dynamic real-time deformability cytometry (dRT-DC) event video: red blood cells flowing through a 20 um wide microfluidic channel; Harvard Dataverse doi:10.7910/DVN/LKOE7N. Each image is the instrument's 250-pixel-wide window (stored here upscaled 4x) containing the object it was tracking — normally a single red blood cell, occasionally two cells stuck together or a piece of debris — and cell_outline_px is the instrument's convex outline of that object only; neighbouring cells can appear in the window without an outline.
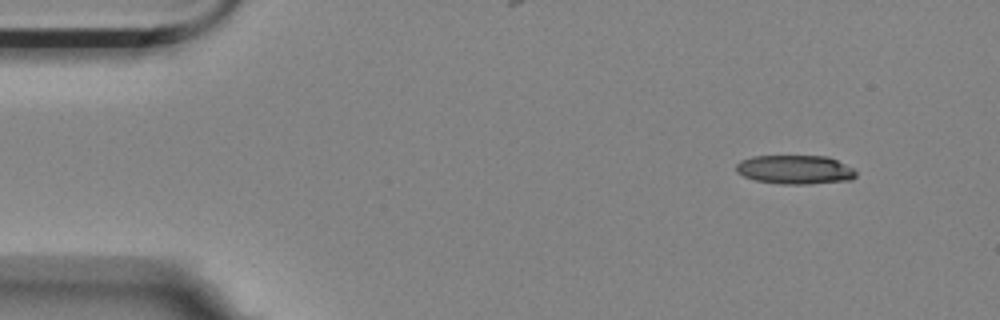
{"species": "Egyptian fruit bat (a non-hibernating species)", "species_latin": "Rousettus aegyptiacus", "temperature_condition": "room temperature", "stored_images_in_passage": 4, "camera_frame_rate_fps": 3000, "um_per_image_px": 0.085, "animal": {"sex": "female"}, "frame": {"image": 1, "passage_image": 1, "time_ms": 0.0, "image_size_px": [1000, 320], "cell_outline_px": [[856, 176], [852, 180], [808, 184], [780, 184], [756, 180], [744, 176], [736, 172], [736, 164], [740, 160], [752, 156], [828, 156], [852, 168], [856, 172]], "centroid_in_image_um": [67.56, 14.42], "position_along_channel_um": 17.4, "area_um2": 20.23}}
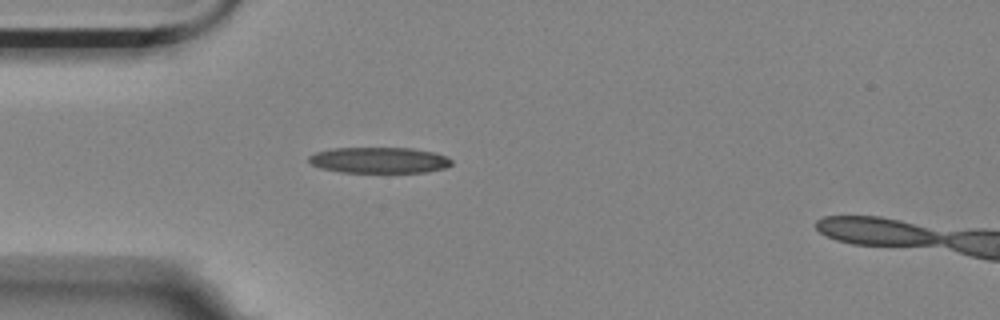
{"frame": {"image": 2, "passage_image": 4, "time_ms": 1.0, "image_size_px": [1000, 320], "cell_outline_px": [[452, 164], [444, 168], [428, 172], [340, 172], [320, 168], [312, 164], [308, 160], [308, 156], [316, 152], [332, 148], [412, 148], [432, 152], [448, 156], [452, 160]], "centroid_in_image_um": [32.23, 13.61], "position_along_channel_um": 52.8, "area_um2": 21.62}}